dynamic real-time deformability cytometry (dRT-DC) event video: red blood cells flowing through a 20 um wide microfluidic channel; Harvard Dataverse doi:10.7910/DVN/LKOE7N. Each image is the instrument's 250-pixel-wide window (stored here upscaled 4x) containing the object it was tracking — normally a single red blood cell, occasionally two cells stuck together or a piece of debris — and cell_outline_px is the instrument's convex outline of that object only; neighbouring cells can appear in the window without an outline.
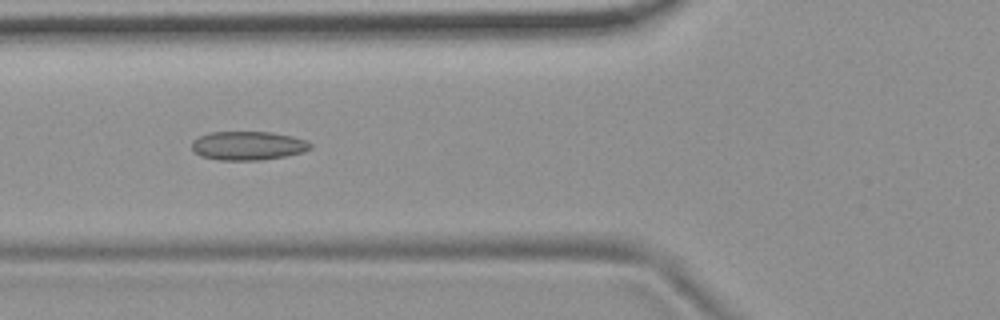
{"species": "common noctule bat (a hibernating species)", "species_latin": "Nyctalus noctula", "temperature_condition": "room temperature", "stored_images_in_passage": 7, "camera_frame_rate_fps": 3000, "um_per_image_px": 0.085, "animal": {"sex": "female", "body_mass_g": 19.9}, "frame": {"image": 1, "passage_image": 6, "time_ms": 6.667, "image_size_px": [1000, 320], "cell_outline_px": [[312, 148], [304, 152], [284, 156], [260, 160], [220, 160], [200, 156], [192, 152], [192, 140], [200, 136], [212, 132], [272, 132], [292, 136], [308, 140], [312, 144]], "centroid_in_image_um": [21.09, 12.38], "position_along_channel_um": 104.7, "area_um2": 20.06}}
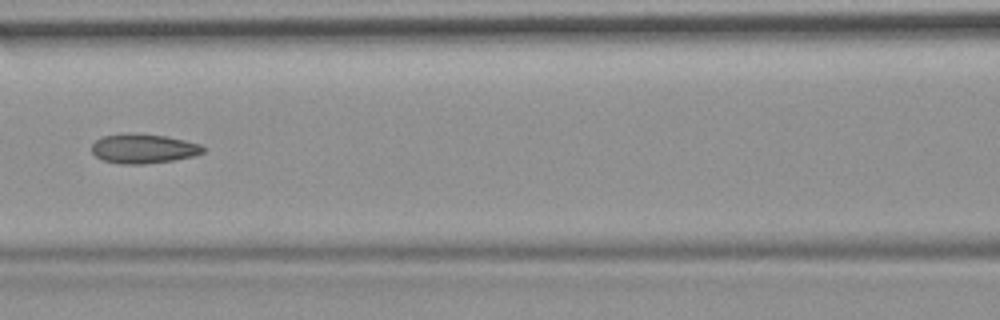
{"frame": {"image": 2, "passage_image": 7, "time_ms": 8.0, "image_size_px": [1000, 320], "cell_outline_px": [[208, 148], [204, 152], [196, 156], [172, 160], [144, 164], [120, 164], [104, 160], [96, 156], [92, 152], [92, 144], [96, 140], [104, 136], [128, 132], [164, 136], [184, 140], [200, 144]], "centroid_in_image_um": [12.22, 12.63], "position_along_channel_um": 154.4, "area_um2": 19.19}}